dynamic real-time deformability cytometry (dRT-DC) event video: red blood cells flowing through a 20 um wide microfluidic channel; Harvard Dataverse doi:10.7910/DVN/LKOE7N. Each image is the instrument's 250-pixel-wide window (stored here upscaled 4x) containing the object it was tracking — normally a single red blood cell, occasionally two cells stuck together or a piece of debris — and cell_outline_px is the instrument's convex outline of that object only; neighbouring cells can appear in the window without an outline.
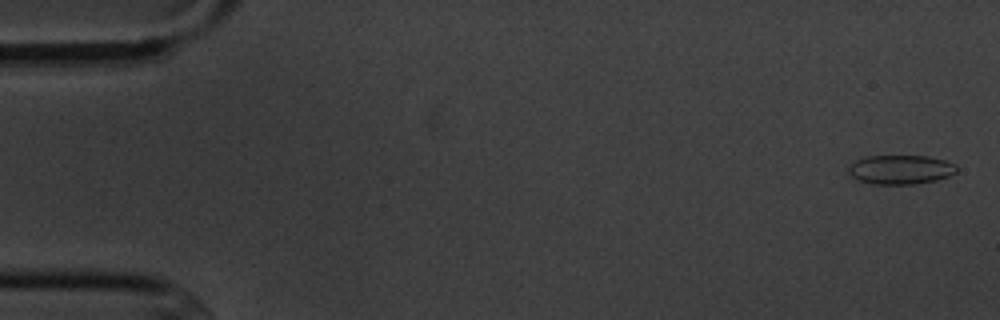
{"species": "common noctule bat (a hibernating species)", "species_latin": "Nyctalus noctula", "temperature_condition": "cold", "stored_images_in_passage": 5, "camera_frame_rate_fps": 3000, "um_per_image_px": 0.085, "animal": {"sex": "male", "body_mass_g": 20.1, "forearm_length_mm": 53.5}, "frame": {"image": 1, "passage_image": 1, "time_ms": 0.0, "image_size_px": [1000, 320], "cell_outline_px": [[956, 172], [948, 176], [936, 180], [916, 184], [872, 184], [860, 180], [852, 176], [848, 172], [848, 168], [856, 160], [864, 156], [928, 156], [944, 160], [956, 164]], "centroid_in_image_um": [76.55, 14.41], "position_along_channel_um": 8.4, "area_um2": 18.32}}
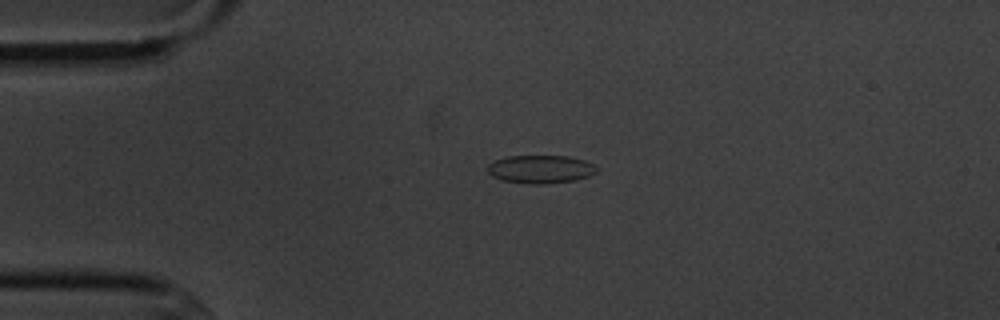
{"frame": {"image": 2, "passage_image": 4, "time_ms": 3.667, "image_size_px": [1000, 320], "cell_outline_px": [[596, 172], [588, 176], [576, 180], [544, 184], [532, 184], [504, 180], [492, 176], [488, 172], [488, 164], [496, 160], [508, 156], [568, 156], [584, 160], [592, 164], [596, 168]], "centroid_in_image_um": [45.95, 14.38], "position_along_channel_um": 39.1, "area_um2": 17.69}}